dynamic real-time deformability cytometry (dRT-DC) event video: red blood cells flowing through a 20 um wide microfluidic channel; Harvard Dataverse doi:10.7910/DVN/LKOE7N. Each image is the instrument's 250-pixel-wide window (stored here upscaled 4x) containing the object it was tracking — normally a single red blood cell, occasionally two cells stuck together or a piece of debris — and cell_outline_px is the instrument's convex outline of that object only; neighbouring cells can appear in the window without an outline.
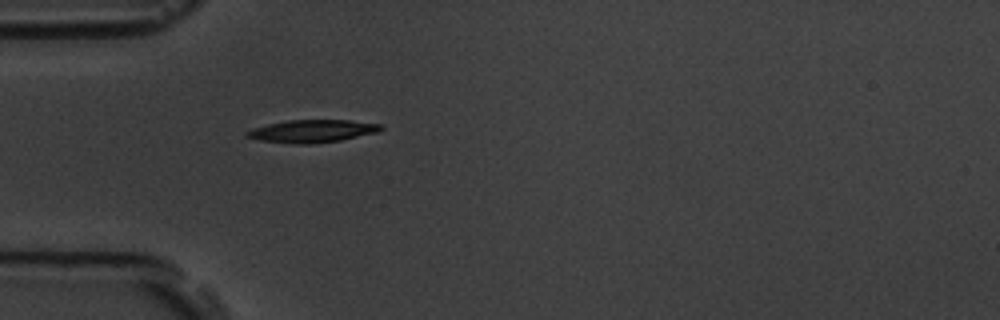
{"species": "common noctule bat (a hibernating species)", "species_latin": "Nyctalus noctula", "temperature_condition": "room temperature", "stored_images_in_passage": 1, "camera_frame_rate_fps": 3000, "um_per_image_px": 0.085, "animal": {"sex": "male", "body_mass_g": 19.5, "forearm_length_mm": 54.6}, "frame": {"image": 1, "passage_image": 1, "time_ms": 0.0, "image_size_px": [1000, 320], "cell_outline_px": [[384, 128], [380, 132], [340, 140], [308, 144], [292, 144], [260, 140], [244, 136], [244, 132], [252, 128], [268, 124], [288, 120], [348, 120], [380, 124]], "centroid_in_image_um": [26.52, 11.14], "position_along_channel_um": 58.5, "area_um2": 17.74}}